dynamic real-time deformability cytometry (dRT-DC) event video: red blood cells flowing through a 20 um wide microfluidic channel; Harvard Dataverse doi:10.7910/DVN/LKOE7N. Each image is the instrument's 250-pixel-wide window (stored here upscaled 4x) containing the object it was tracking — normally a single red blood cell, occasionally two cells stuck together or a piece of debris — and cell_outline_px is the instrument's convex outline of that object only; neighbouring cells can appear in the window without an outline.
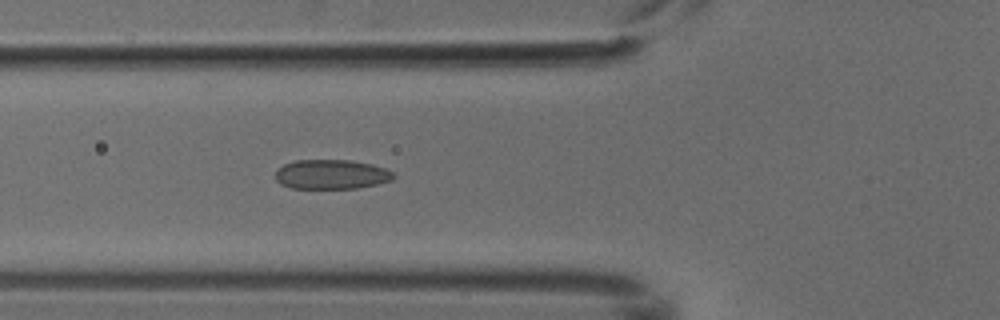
{"species": "common noctule bat (a hibernating species)", "species_latin": "Nyctalus noctula", "temperature_condition": "cold", "stored_images_in_passage": 4, "camera_frame_rate_fps": 3000, "um_per_image_px": 0.085, "animal": {"sex": "male", "body_mass_g": 18.8}, "frame": {"image": 1, "passage_image": 4, "time_ms": 1.0, "image_size_px": [1000, 320], "cell_outline_px": [[396, 176], [392, 180], [376, 184], [356, 188], [292, 188], [280, 184], [276, 180], [276, 168], [284, 164], [296, 160], [352, 160], [372, 164], [384, 168], [392, 172]], "centroid_in_image_um": [28.15, 14.81], "position_along_channel_um": 97.6, "area_um2": 20.35}}